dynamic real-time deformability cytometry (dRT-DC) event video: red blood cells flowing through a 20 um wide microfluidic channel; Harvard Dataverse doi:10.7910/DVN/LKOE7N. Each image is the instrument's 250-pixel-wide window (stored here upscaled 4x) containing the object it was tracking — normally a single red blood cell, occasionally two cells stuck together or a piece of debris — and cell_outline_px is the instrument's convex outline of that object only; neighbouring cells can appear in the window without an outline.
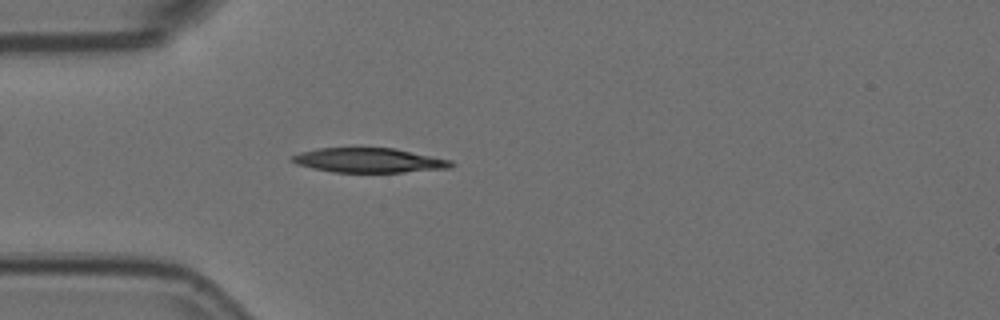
{"species": "Egyptian fruit bat (a non-hibernating species)", "species_latin": "Rousettus aegyptiacus", "temperature_condition": "room temperature", "stored_images_in_passage": 3, "camera_frame_rate_fps": 3000, "um_per_image_px": 0.085, "animal": {"sex": "female"}, "frame": {"image": 1, "passage_image": 3, "time_ms": 0.667, "image_size_px": [1000, 320], "cell_outline_px": [[456, 164], [452, 168], [404, 172], [332, 172], [312, 168], [296, 164], [288, 160], [292, 156], [300, 152], [316, 148], [396, 148], [452, 160]], "centroid_in_image_um": [31.38, 13.63], "position_along_channel_um": 53.6, "area_um2": 23.0}}